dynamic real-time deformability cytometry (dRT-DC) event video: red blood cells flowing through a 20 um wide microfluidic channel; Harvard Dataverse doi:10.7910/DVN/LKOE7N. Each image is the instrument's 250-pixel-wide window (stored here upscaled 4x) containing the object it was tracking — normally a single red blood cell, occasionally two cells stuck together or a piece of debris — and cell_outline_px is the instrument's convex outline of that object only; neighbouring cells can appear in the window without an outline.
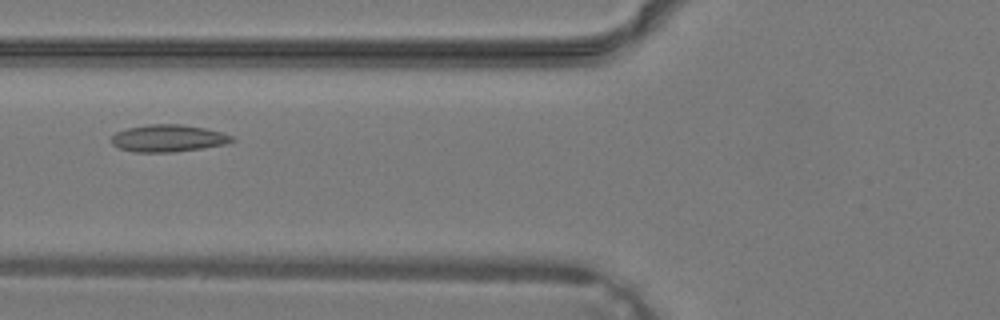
{"species": "common noctule bat (a hibernating species)", "species_latin": "Nyctalus noctula", "temperature_condition": "warm", "stored_images_in_passage": 37, "camera_frame_rate_fps": 3000, "um_per_image_px": 0.085, "animal": {"sex": "male", "body_mass_g": 19.2, "forearm_length_mm": 51.8}, "frame": {"image": 1, "passage_image": 14, "time_ms": 4.333, "image_size_px": [1000, 320], "cell_outline_px": [[236, 140], [224, 144], [176, 152], [132, 152], [120, 148], [112, 144], [112, 136], [116, 132], [128, 128], [148, 124], [180, 124], [204, 128], [220, 132], [232, 136]], "centroid_in_image_um": [14.27, 11.75], "position_along_channel_um": 111.5, "area_um2": 18.9}}
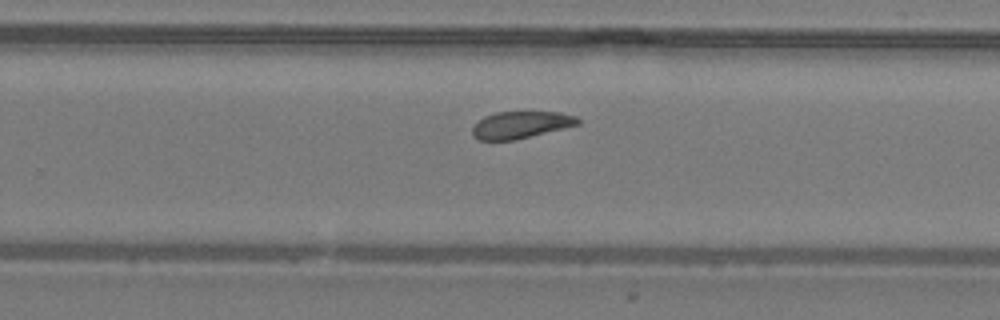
{"frame": {"image": 2, "passage_image": 24, "time_ms": 7.667, "image_size_px": [1000, 320], "cell_outline_px": [[580, 124], [516, 140], [480, 140], [472, 136], [472, 128], [476, 120], [484, 116], [496, 112], [560, 112], [576, 116], [580, 120]], "centroid_in_image_um": [44.24, 10.61], "position_along_channel_um": 285.6, "area_um2": 16.76}}
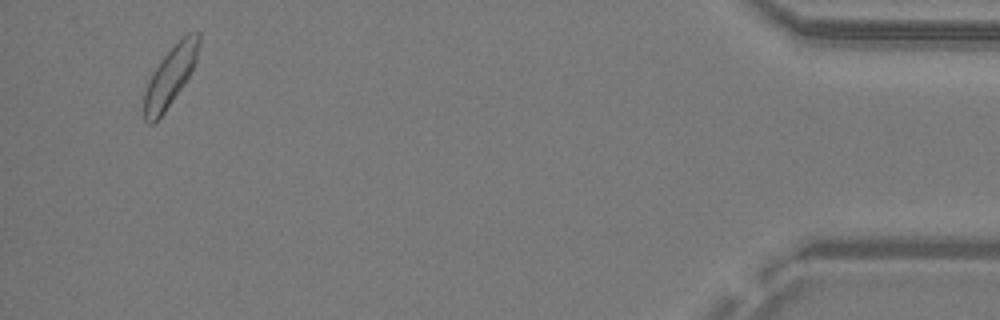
{"frame": {"image": 3, "passage_image": 36, "time_ms": 11.667, "image_size_px": [1000, 320], "cell_outline_px": [[200, 44], [196, 64], [164, 112], [152, 124], [148, 124], [144, 120], [144, 92], [152, 72], [160, 60], [188, 32], [200, 32]], "centroid_in_image_um": [14.48, 6.46], "position_along_channel_um": 420.7, "area_um2": 18.61}}